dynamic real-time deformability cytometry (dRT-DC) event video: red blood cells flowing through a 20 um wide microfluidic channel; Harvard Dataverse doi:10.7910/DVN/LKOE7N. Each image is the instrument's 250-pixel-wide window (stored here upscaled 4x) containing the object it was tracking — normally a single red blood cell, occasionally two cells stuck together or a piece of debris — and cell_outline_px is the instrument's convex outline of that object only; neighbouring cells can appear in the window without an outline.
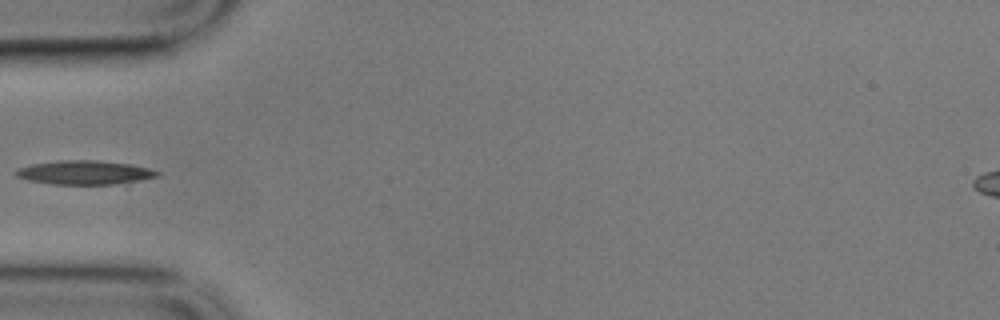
{"species": "common noctule bat (a hibernating species)", "species_latin": "Nyctalus noctula", "temperature_condition": "cold", "stored_images_in_passage": 10, "camera_frame_rate_fps": 3000, "um_per_image_px": 0.085, "animal": {"sex": "male", "body_mass_g": 17.9}, "frame": {"image": 1, "passage_image": 4, "time_ms": 1.0, "image_size_px": [1000, 320], "cell_outline_px": [[160, 176], [140, 180], [112, 184], [52, 184], [28, 180], [16, 176], [12, 172], [16, 168], [32, 164], [56, 160], [100, 160], [132, 164], [148, 168], [160, 172]], "centroid_in_image_um": [7.16, 14.65], "position_along_channel_um": 77.8, "area_um2": 19.88}}
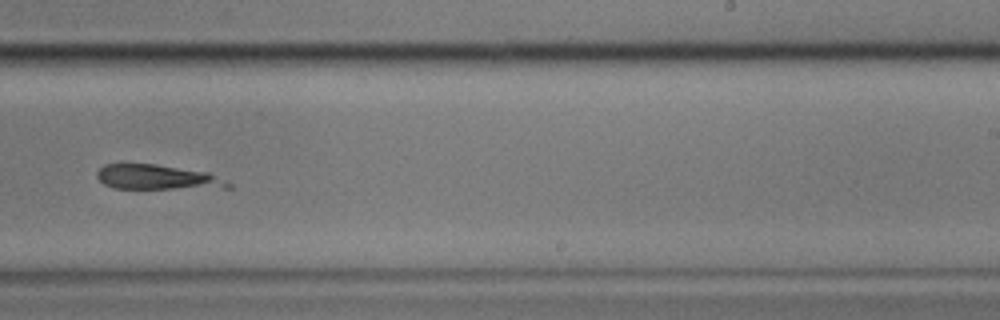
{"frame": {"image": 2, "passage_image": 9, "time_ms": 2.667, "image_size_px": [1000, 320], "cell_outline_px": [[232, 188], [116, 188], [104, 184], [96, 176], [96, 172], [104, 164], [156, 164], [208, 172], [228, 180], [232, 184]], "centroid_in_image_um": [13.42, 15.06], "position_along_channel_um": 275.6, "area_um2": 18.96}}
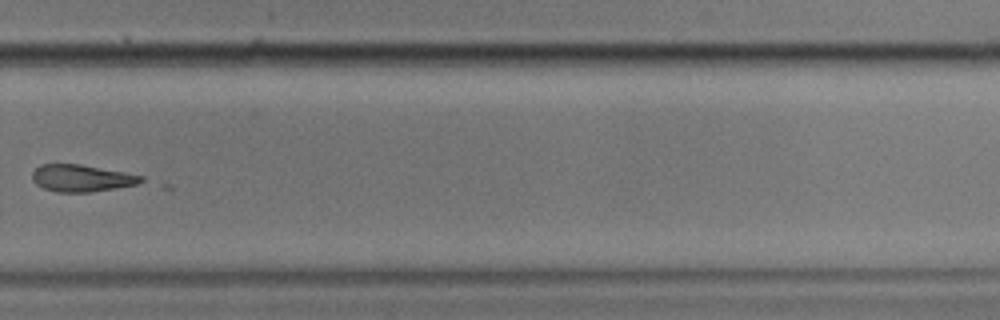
{"frame": {"image": 3, "passage_image": 10, "time_ms": 3.0, "image_size_px": [1000, 320], "cell_outline_px": [[144, 180], [136, 184], [116, 188], [88, 192], [56, 192], [44, 188], [36, 184], [32, 180], [32, 172], [40, 164], [80, 164], [124, 172], [144, 176]], "centroid_in_image_um": [6.91, 15.14], "position_along_channel_um": 322.9, "area_um2": 17.05}}